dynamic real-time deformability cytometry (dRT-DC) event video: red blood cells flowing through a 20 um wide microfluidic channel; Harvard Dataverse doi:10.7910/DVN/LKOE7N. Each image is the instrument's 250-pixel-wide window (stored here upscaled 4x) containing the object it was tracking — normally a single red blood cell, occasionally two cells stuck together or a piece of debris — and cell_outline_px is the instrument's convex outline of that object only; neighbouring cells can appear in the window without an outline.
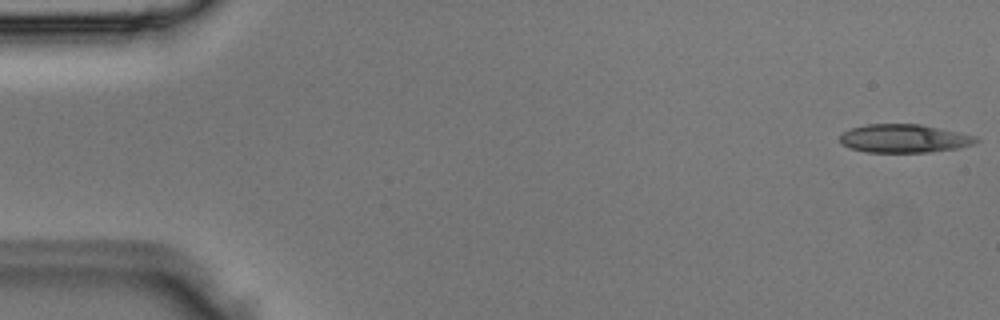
{"species": "Egyptian fruit bat (a non-hibernating species)", "species_latin": "Rousettus aegyptiacus", "temperature_condition": "room temperature", "stored_images_in_passage": 5, "camera_frame_rate_fps": 3000, "um_per_image_px": 0.085, "animal": {"sex": "male"}, "frame": {"image": 1, "passage_image": 1, "time_ms": 0.0, "image_size_px": [1000, 320], "cell_outline_px": [[980, 140], [972, 144], [960, 148], [928, 152], [864, 152], [852, 148], [844, 144], [840, 140], [840, 136], [844, 132], [852, 128], [868, 124], [920, 124], [960, 132], [976, 136]], "centroid_in_image_um": [76.9, 11.77], "position_along_channel_um": 8.1, "area_um2": 22.37}}